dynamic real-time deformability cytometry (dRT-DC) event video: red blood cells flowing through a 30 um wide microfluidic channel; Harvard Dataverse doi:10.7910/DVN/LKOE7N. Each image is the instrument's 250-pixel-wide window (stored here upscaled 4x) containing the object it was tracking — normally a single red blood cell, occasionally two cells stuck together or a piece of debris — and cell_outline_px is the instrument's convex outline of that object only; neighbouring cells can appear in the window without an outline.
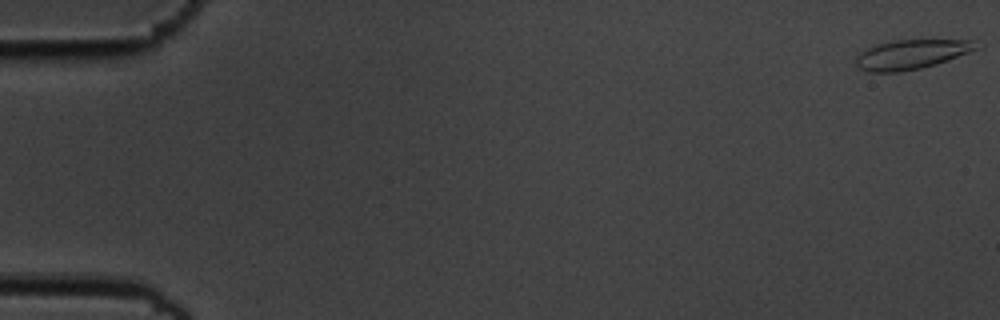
{"species": "common noctule bat (a hibernating species)", "species_latin": "Nyctalus noctula", "temperature_condition": "cold", "stored_images_in_passage": 56, "camera_frame_rate_fps": 3000, "um_per_image_px": 0.085, "animal": {"sex": "male", "body_mass_g": 19.5, "forearm_length_mm": 54.6}, "frame": {"image": 1, "passage_image": 1, "time_ms": 0.0, "image_size_px": [1000, 320], "cell_outline_px": [[980, 48], [936, 64], [920, 68], [900, 72], [868, 72], [860, 68], [856, 64], [856, 56], [860, 52], [868, 48], [880, 44], [896, 40], [972, 40]], "centroid_in_image_um": [77.45, 4.63], "position_along_channel_um": 7.5, "area_um2": 20.35}}
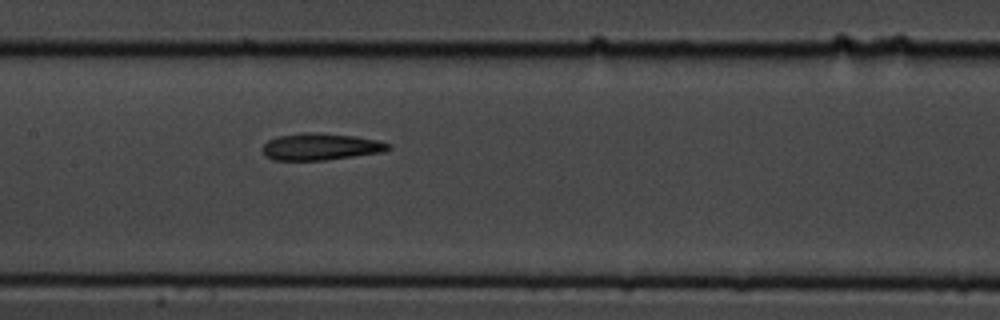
{"frame": {"image": 2, "passage_image": 28, "time_ms": 9.0, "image_size_px": [1000, 320], "cell_outline_px": [[392, 148], [380, 152], [324, 160], [272, 160], [264, 156], [264, 144], [268, 140], [276, 136], [300, 132], [316, 132], [356, 136], [376, 140], [392, 144]], "centroid_in_image_um": [27.22, 12.45], "position_along_channel_um": 180.2, "area_um2": 19.71}}
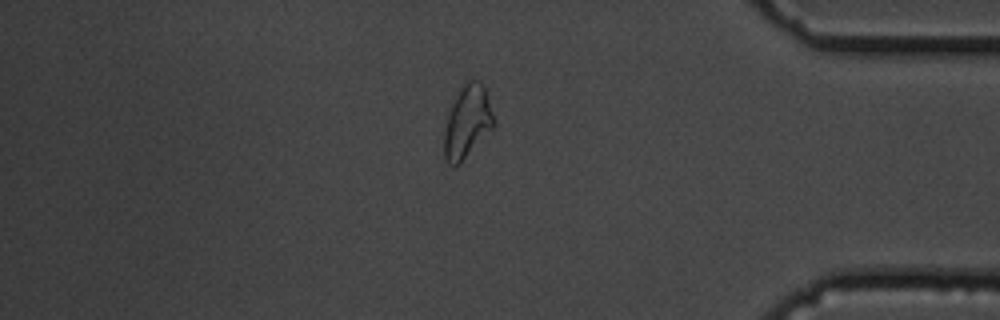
{"frame": {"image": 3, "passage_image": 48, "time_ms": 15.667, "image_size_px": [1000, 320], "cell_outline_px": [[496, 124], [460, 164], [452, 168], [448, 164], [444, 156], [444, 132], [448, 116], [452, 104], [460, 88], [468, 80], [480, 80], [484, 88], [496, 120]], "centroid_in_image_um": [39.73, 10.39], "position_along_channel_um": 395.5, "area_um2": 20.92}, "authors_computed_cell_mechanics": {"area_um2": 20.0855, "velocity_mm_per_s": 3.6268, "shape_relaxation_time_tau1_ms": null, "shape_relaxation_time_tau2_ms": 4.464, "deformation_change_tau1": null, "deformation_change_tau2": 0.1291}}